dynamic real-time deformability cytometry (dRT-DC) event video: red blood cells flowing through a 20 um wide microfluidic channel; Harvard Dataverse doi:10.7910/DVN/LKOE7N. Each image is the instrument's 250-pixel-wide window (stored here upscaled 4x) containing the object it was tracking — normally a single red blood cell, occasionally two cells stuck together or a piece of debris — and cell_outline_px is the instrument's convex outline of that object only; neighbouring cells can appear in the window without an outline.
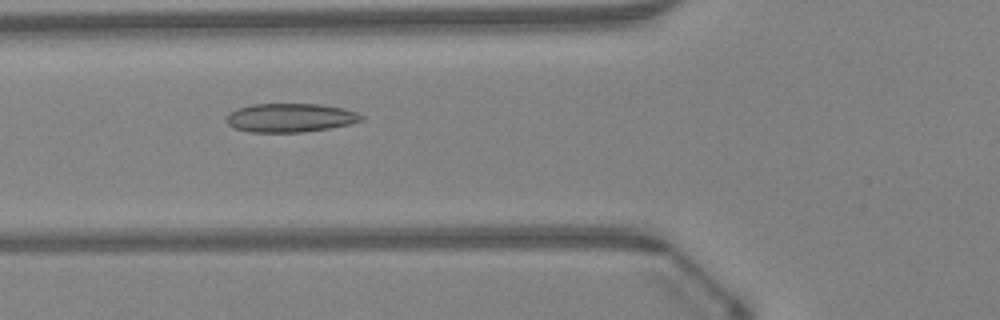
{"species": "Egyptian fruit bat (a non-hibernating species)", "species_latin": "Rousettus aegyptiacus", "temperature_condition": "warm", "stored_images_in_passage": 47, "camera_frame_rate_fps": 3000, "um_per_image_px": 0.085, "animal": {"sex": "female"}, "frame": {"image": 1, "passage_image": 18, "time_ms": 5.667, "image_size_px": [1000, 320], "cell_outline_px": [[364, 120], [352, 124], [304, 132], [248, 132], [232, 128], [224, 120], [236, 108], [252, 104], [320, 104], [344, 108], [356, 112], [364, 116]], "centroid_in_image_um": [24.68, 10.01], "position_along_channel_um": 101.1, "area_um2": 22.83}}
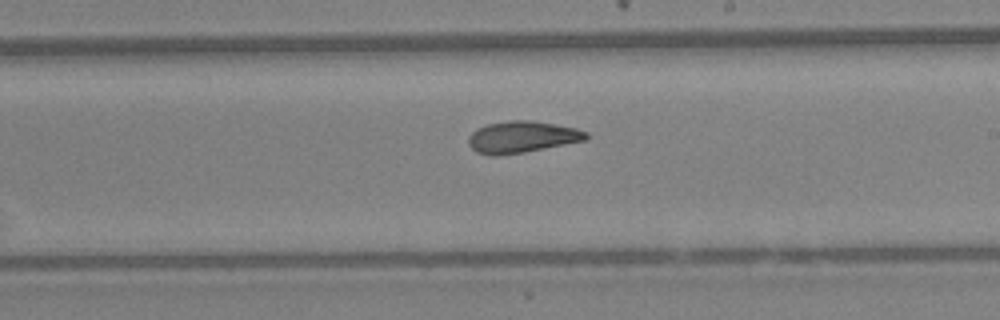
{"frame": {"image": 2, "passage_image": 28, "time_ms": 9.0, "image_size_px": [1000, 320], "cell_outline_px": [[588, 140], [524, 152], [496, 156], [492, 156], [476, 152], [468, 144], [468, 136], [476, 128], [488, 124], [508, 120], [528, 120], [576, 128], [588, 132]], "centroid_in_image_um": [44.35, 11.65], "position_along_channel_um": 244.6, "area_um2": 21.73}}
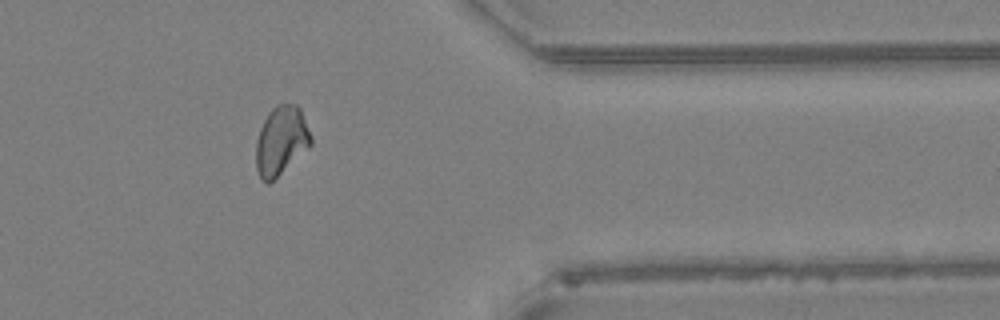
{"frame": {"image": 3, "passage_image": 39, "time_ms": 12.667, "image_size_px": [1000, 320], "cell_outline_px": [[312, 144], [268, 184], [260, 180], [256, 168], [256, 140], [260, 128], [268, 112], [276, 104], [296, 104], [300, 108], [312, 136]], "centroid_in_image_um": [23.88, 11.94], "position_along_channel_um": 387.5, "area_um2": 21.96}, "authors_computed_cell_mechanics": {"area_um2": 21.7906, "velocity_mm_per_s": 4.3233, "shape_relaxation_time_tau1_ms": null, "shape_relaxation_time_tau2_ms": 2.4571, "deformation_change_tau1": null, "deformation_change_tau2": 0.0834}}